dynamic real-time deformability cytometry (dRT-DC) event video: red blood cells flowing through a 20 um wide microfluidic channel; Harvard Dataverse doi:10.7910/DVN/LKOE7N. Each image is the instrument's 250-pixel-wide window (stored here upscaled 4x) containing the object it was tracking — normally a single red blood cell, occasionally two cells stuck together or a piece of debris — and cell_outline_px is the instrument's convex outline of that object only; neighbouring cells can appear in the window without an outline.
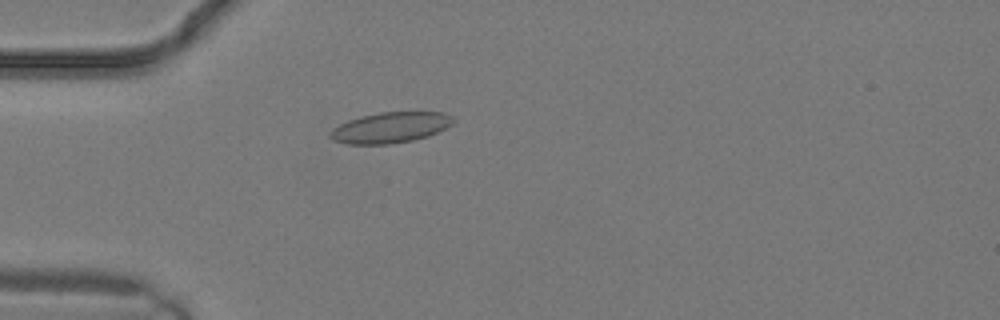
{"species": "common noctule bat (a hibernating species)", "species_latin": "Nyctalus noctula", "temperature_condition": "warm", "stored_images_in_passage": 19, "camera_frame_rate_fps": 3000, "um_per_image_px": 0.085, "animal": {"sex": "male", "body_mass_g": 19.2, "forearm_length_mm": 51.8}, "frame": {"image": 1, "passage_image": 7, "time_ms": 2.0, "image_size_px": [1000, 320], "cell_outline_px": [[456, 120], [452, 124], [428, 136], [412, 140], [392, 144], [348, 144], [332, 140], [328, 136], [328, 132], [340, 124], [348, 120], [360, 116], [380, 112], [444, 112], [452, 116]], "centroid_in_image_um": [33.16, 10.84], "position_along_channel_um": 51.8, "area_um2": 22.08}}
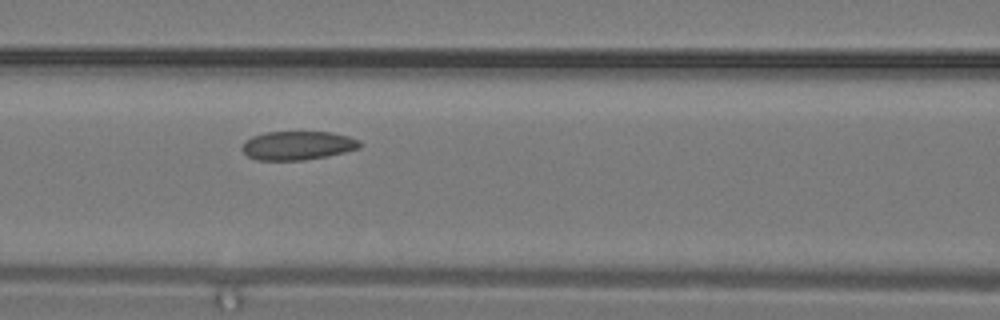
{"frame": {"image": 2, "passage_image": 11, "time_ms": 3.333, "image_size_px": [1000, 320], "cell_outline_px": [[364, 144], [360, 148], [328, 156], [304, 160], [256, 160], [248, 156], [240, 148], [244, 140], [252, 136], [264, 132], [332, 132], [348, 136], [360, 140]], "centroid_in_image_um": [25.3, 12.36], "position_along_channel_um": 141.3, "area_um2": 20.0}}
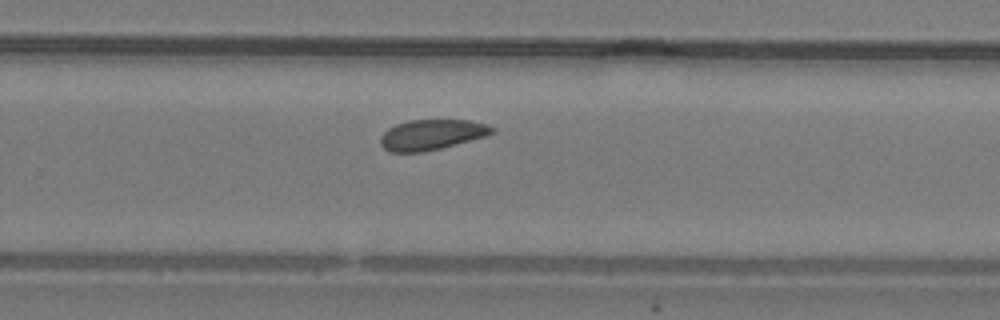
{"frame": {"image": 3, "passage_image": 17, "time_ms": 5.333, "image_size_px": [1000, 320], "cell_outline_px": [[496, 128], [488, 136], [424, 152], [388, 152], [380, 144], [380, 136], [388, 128], [396, 124], [408, 120], [468, 120], [488, 124]], "centroid_in_image_um": [36.69, 11.45], "position_along_channel_um": 293.1, "area_um2": 19.88}}